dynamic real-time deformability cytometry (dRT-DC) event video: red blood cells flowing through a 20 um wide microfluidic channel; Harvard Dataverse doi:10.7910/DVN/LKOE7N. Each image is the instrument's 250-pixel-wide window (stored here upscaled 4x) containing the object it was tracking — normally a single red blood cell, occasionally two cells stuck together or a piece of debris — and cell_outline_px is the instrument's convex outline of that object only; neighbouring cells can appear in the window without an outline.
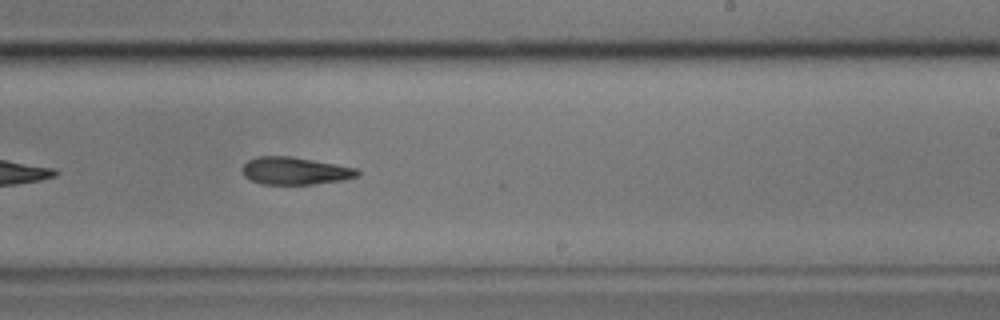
{"species": "common noctule bat (a hibernating species)", "species_latin": "Nyctalus noctula", "temperature_condition": "cold", "stored_images_in_passage": 26, "camera_frame_rate_fps": 3000, "um_per_image_px": 0.085, "animal": {"sex": "male", "body_mass_g": 17.9}, "frame": {"image": 1, "passage_image": 19, "time_ms": 6.0, "image_size_px": [1000, 320], "cell_outline_px": [[360, 176], [340, 180], [312, 184], [260, 184], [248, 180], [244, 176], [240, 168], [248, 160], [256, 156], [292, 156], [336, 164], [356, 168], [360, 172]], "centroid_in_image_um": [25.02, 14.52], "position_along_channel_um": 264.0, "area_um2": 18.61}}